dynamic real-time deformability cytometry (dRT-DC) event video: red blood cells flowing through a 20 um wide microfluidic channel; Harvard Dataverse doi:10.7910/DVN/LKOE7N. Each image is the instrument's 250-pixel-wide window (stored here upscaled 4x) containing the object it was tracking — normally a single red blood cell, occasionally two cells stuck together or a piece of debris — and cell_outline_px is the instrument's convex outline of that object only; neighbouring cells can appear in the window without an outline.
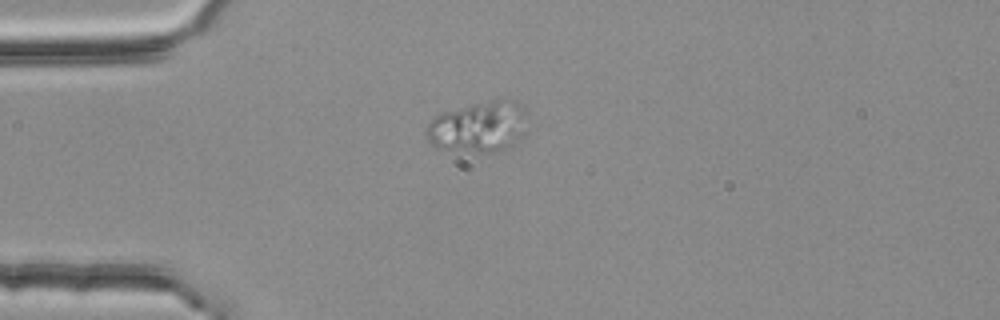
{"species": "common noctule bat (a hibernating species)", "species_latin": "Nyctalus noctula", "temperature_condition": "room temperature", "stored_images_in_passage": 1, "camera_frame_rate_fps": 3000, "um_per_image_px": 0.085, "animal": {"sex": "female", "body_mass_g": 25.1}, "frame": {"image": 1, "passage_image": 1, "time_ms": 0.0, "image_size_px": [1000, 320], "cell_outline_px": [[528, 112], [524, 132], [516, 144], [496, 152], [476, 152], [440, 148], [432, 144], [428, 140], [428, 124], [440, 112], [500, 96], [504, 96], [520, 100]], "centroid_in_image_um": [40.79, 10.7], "position_along_channel_um": 44.2, "area_um2": 30.87}}